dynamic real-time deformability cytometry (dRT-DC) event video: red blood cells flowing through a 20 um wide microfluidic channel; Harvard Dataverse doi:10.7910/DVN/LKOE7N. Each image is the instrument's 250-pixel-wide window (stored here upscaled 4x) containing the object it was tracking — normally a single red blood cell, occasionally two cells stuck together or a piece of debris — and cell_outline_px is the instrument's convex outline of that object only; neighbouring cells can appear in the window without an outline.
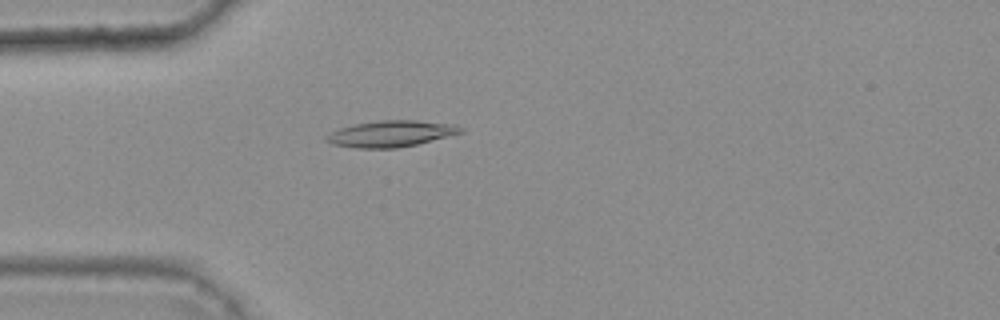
{"species": "common noctule bat (a hibernating species)", "species_latin": "Nyctalus noctula", "temperature_condition": "warm", "stored_images_in_passage": 30, "camera_frame_rate_fps": 3000, "um_per_image_px": 0.085, "animal": {"sex": "female", "body_mass_g": 25.1}, "frame": {"image": 1, "passage_image": 9, "time_ms": 2.667, "image_size_px": [1000, 320], "cell_outline_px": [[464, 132], [416, 144], [396, 148], [356, 148], [332, 144], [324, 140], [324, 136], [340, 128], [356, 124], [380, 120], [416, 120], [452, 124], [464, 128]], "centroid_in_image_um": [33.21, 11.37], "position_along_channel_um": 51.8, "area_um2": 20.4}}
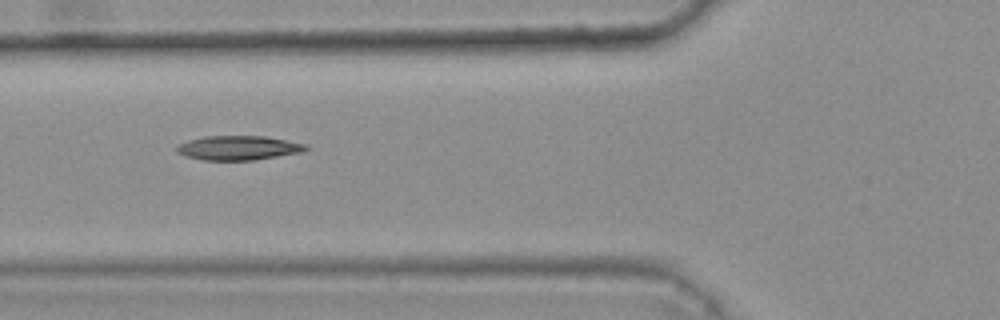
{"frame": {"image": 2, "passage_image": 14, "time_ms": 4.333, "image_size_px": [1000, 320], "cell_outline_px": [[308, 148], [300, 152], [256, 160], [200, 160], [184, 156], [176, 152], [176, 144], [188, 140], [204, 136], [264, 136], [308, 144]], "centroid_in_image_um": [20.2, 12.57], "position_along_channel_um": 105.6, "area_um2": 18.44}}
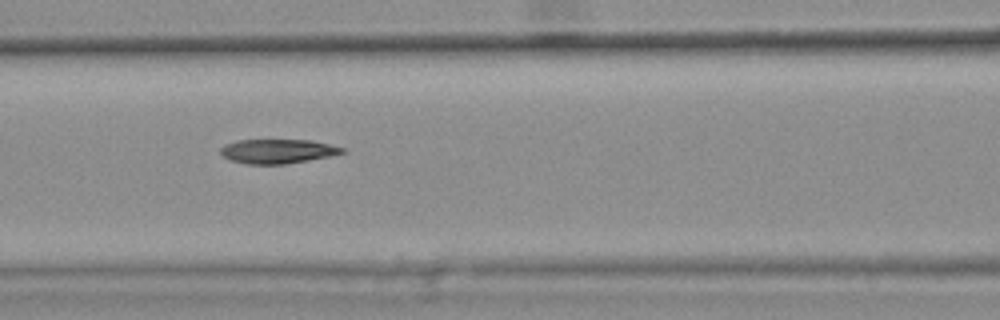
{"frame": {"image": 3, "passage_image": 17, "time_ms": 5.333, "image_size_px": [1000, 320], "cell_outline_px": [[348, 152], [332, 156], [284, 164], [244, 164], [232, 160], [224, 156], [220, 152], [220, 148], [224, 144], [236, 140], [312, 140], [344, 148]], "centroid_in_image_um": [23.61, 12.85], "position_along_channel_um": 143.0, "area_um2": 17.28}}